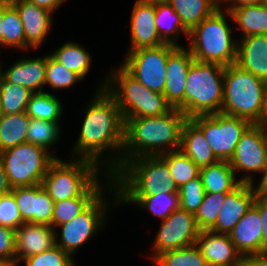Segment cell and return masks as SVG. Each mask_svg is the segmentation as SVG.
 <instances>
[{
	"label": "cell",
	"instance_id": "obj_9",
	"mask_svg": "<svg viewBox=\"0 0 267 266\" xmlns=\"http://www.w3.org/2000/svg\"><path fill=\"white\" fill-rule=\"evenodd\" d=\"M12 188L41 184L58 157L32 143H22L0 152Z\"/></svg>",
	"mask_w": 267,
	"mask_h": 266
},
{
	"label": "cell",
	"instance_id": "obj_20",
	"mask_svg": "<svg viewBox=\"0 0 267 266\" xmlns=\"http://www.w3.org/2000/svg\"><path fill=\"white\" fill-rule=\"evenodd\" d=\"M196 246L208 266H240L242 255L236 250L229 234L202 230Z\"/></svg>",
	"mask_w": 267,
	"mask_h": 266
},
{
	"label": "cell",
	"instance_id": "obj_41",
	"mask_svg": "<svg viewBox=\"0 0 267 266\" xmlns=\"http://www.w3.org/2000/svg\"><path fill=\"white\" fill-rule=\"evenodd\" d=\"M82 80L78 74L67 70L60 62L47 54L45 85L49 84L53 89H67Z\"/></svg>",
	"mask_w": 267,
	"mask_h": 266
},
{
	"label": "cell",
	"instance_id": "obj_28",
	"mask_svg": "<svg viewBox=\"0 0 267 266\" xmlns=\"http://www.w3.org/2000/svg\"><path fill=\"white\" fill-rule=\"evenodd\" d=\"M168 4L189 32L219 8V0H168Z\"/></svg>",
	"mask_w": 267,
	"mask_h": 266
},
{
	"label": "cell",
	"instance_id": "obj_24",
	"mask_svg": "<svg viewBox=\"0 0 267 266\" xmlns=\"http://www.w3.org/2000/svg\"><path fill=\"white\" fill-rule=\"evenodd\" d=\"M236 64L263 81L267 80V35L241 37Z\"/></svg>",
	"mask_w": 267,
	"mask_h": 266
},
{
	"label": "cell",
	"instance_id": "obj_5",
	"mask_svg": "<svg viewBox=\"0 0 267 266\" xmlns=\"http://www.w3.org/2000/svg\"><path fill=\"white\" fill-rule=\"evenodd\" d=\"M108 76L98 90L104 89L115 100L124 120L132 117H157L173 109L163 94L146 88L123 66L114 69Z\"/></svg>",
	"mask_w": 267,
	"mask_h": 266
},
{
	"label": "cell",
	"instance_id": "obj_10",
	"mask_svg": "<svg viewBox=\"0 0 267 266\" xmlns=\"http://www.w3.org/2000/svg\"><path fill=\"white\" fill-rule=\"evenodd\" d=\"M190 120L202 131L219 160L229 161L245 131L252 125L246 119L223 114L196 115Z\"/></svg>",
	"mask_w": 267,
	"mask_h": 266
},
{
	"label": "cell",
	"instance_id": "obj_23",
	"mask_svg": "<svg viewBox=\"0 0 267 266\" xmlns=\"http://www.w3.org/2000/svg\"><path fill=\"white\" fill-rule=\"evenodd\" d=\"M47 55L36 58H23L12 64L0 75L10 84L19 85L33 93L42 92L45 85Z\"/></svg>",
	"mask_w": 267,
	"mask_h": 266
},
{
	"label": "cell",
	"instance_id": "obj_18",
	"mask_svg": "<svg viewBox=\"0 0 267 266\" xmlns=\"http://www.w3.org/2000/svg\"><path fill=\"white\" fill-rule=\"evenodd\" d=\"M19 13L25 36V49H38L50 32L52 12L27 0H9Z\"/></svg>",
	"mask_w": 267,
	"mask_h": 266
},
{
	"label": "cell",
	"instance_id": "obj_6",
	"mask_svg": "<svg viewBox=\"0 0 267 266\" xmlns=\"http://www.w3.org/2000/svg\"><path fill=\"white\" fill-rule=\"evenodd\" d=\"M99 165L87 159L68 162L56 159L42 179L41 185L53 202L79 196H100Z\"/></svg>",
	"mask_w": 267,
	"mask_h": 266
},
{
	"label": "cell",
	"instance_id": "obj_34",
	"mask_svg": "<svg viewBox=\"0 0 267 266\" xmlns=\"http://www.w3.org/2000/svg\"><path fill=\"white\" fill-rule=\"evenodd\" d=\"M160 156L167 162L171 176L179 188L199 177L200 168L180 150L166 152Z\"/></svg>",
	"mask_w": 267,
	"mask_h": 266
},
{
	"label": "cell",
	"instance_id": "obj_44",
	"mask_svg": "<svg viewBox=\"0 0 267 266\" xmlns=\"http://www.w3.org/2000/svg\"><path fill=\"white\" fill-rule=\"evenodd\" d=\"M23 223L14 195L10 192L0 196V225L16 230Z\"/></svg>",
	"mask_w": 267,
	"mask_h": 266
},
{
	"label": "cell",
	"instance_id": "obj_13",
	"mask_svg": "<svg viewBox=\"0 0 267 266\" xmlns=\"http://www.w3.org/2000/svg\"><path fill=\"white\" fill-rule=\"evenodd\" d=\"M102 195L74 219L58 226L62 230L59 242L57 241L58 232H56V246L73 256L80 246L88 242L101 229L105 221L104 216L110 206L107 201H104Z\"/></svg>",
	"mask_w": 267,
	"mask_h": 266
},
{
	"label": "cell",
	"instance_id": "obj_48",
	"mask_svg": "<svg viewBox=\"0 0 267 266\" xmlns=\"http://www.w3.org/2000/svg\"><path fill=\"white\" fill-rule=\"evenodd\" d=\"M12 187L9 184L8 178L6 176L5 168L3 165L2 158L0 156V196L10 193Z\"/></svg>",
	"mask_w": 267,
	"mask_h": 266
},
{
	"label": "cell",
	"instance_id": "obj_11",
	"mask_svg": "<svg viewBox=\"0 0 267 266\" xmlns=\"http://www.w3.org/2000/svg\"><path fill=\"white\" fill-rule=\"evenodd\" d=\"M176 47L165 43L128 51L122 66L146 88L163 94L168 56Z\"/></svg>",
	"mask_w": 267,
	"mask_h": 266
},
{
	"label": "cell",
	"instance_id": "obj_27",
	"mask_svg": "<svg viewBox=\"0 0 267 266\" xmlns=\"http://www.w3.org/2000/svg\"><path fill=\"white\" fill-rule=\"evenodd\" d=\"M228 15L243 31L241 37L267 35V7L261 3L230 9Z\"/></svg>",
	"mask_w": 267,
	"mask_h": 266
},
{
	"label": "cell",
	"instance_id": "obj_14",
	"mask_svg": "<svg viewBox=\"0 0 267 266\" xmlns=\"http://www.w3.org/2000/svg\"><path fill=\"white\" fill-rule=\"evenodd\" d=\"M200 232L194 214L178 208L161 221L152 260L160 253L195 245Z\"/></svg>",
	"mask_w": 267,
	"mask_h": 266
},
{
	"label": "cell",
	"instance_id": "obj_21",
	"mask_svg": "<svg viewBox=\"0 0 267 266\" xmlns=\"http://www.w3.org/2000/svg\"><path fill=\"white\" fill-rule=\"evenodd\" d=\"M133 6L130 19L131 45L128 51L165 44L157 33L155 5L136 0Z\"/></svg>",
	"mask_w": 267,
	"mask_h": 266
},
{
	"label": "cell",
	"instance_id": "obj_8",
	"mask_svg": "<svg viewBox=\"0 0 267 266\" xmlns=\"http://www.w3.org/2000/svg\"><path fill=\"white\" fill-rule=\"evenodd\" d=\"M224 68L217 63L193 60L185 83V115L188 119L222 111Z\"/></svg>",
	"mask_w": 267,
	"mask_h": 266
},
{
	"label": "cell",
	"instance_id": "obj_43",
	"mask_svg": "<svg viewBox=\"0 0 267 266\" xmlns=\"http://www.w3.org/2000/svg\"><path fill=\"white\" fill-rule=\"evenodd\" d=\"M22 262L26 266H74L73 257L56 245L40 254L22 260Z\"/></svg>",
	"mask_w": 267,
	"mask_h": 266
},
{
	"label": "cell",
	"instance_id": "obj_19",
	"mask_svg": "<svg viewBox=\"0 0 267 266\" xmlns=\"http://www.w3.org/2000/svg\"><path fill=\"white\" fill-rule=\"evenodd\" d=\"M16 266L20 261L56 245V230L49 225L23 223L15 230Z\"/></svg>",
	"mask_w": 267,
	"mask_h": 266
},
{
	"label": "cell",
	"instance_id": "obj_3",
	"mask_svg": "<svg viewBox=\"0 0 267 266\" xmlns=\"http://www.w3.org/2000/svg\"><path fill=\"white\" fill-rule=\"evenodd\" d=\"M111 185L115 204L118 196H151L178 193L167 162L159 156H141L127 161L114 175Z\"/></svg>",
	"mask_w": 267,
	"mask_h": 266
},
{
	"label": "cell",
	"instance_id": "obj_57",
	"mask_svg": "<svg viewBox=\"0 0 267 266\" xmlns=\"http://www.w3.org/2000/svg\"><path fill=\"white\" fill-rule=\"evenodd\" d=\"M263 125H264V127L266 129V132H267V115H266V118H265V121H264Z\"/></svg>",
	"mask_w": 267,
	"mask_h": 266
},
{
	"label": "cell",
	"instance_id": "obj_29",
	"mask_svg": "<svg viewBox=\"0 0 267 266\" xmlns=\"http://www.w3.org/2000/svg\"><path fill=\"white\" fill-rule=\"evenodd\" d=\"M30 117L26 111L0 118V152L27 142Z\"/></svg>",
	"mask_w": 267,
	"mask_h": 266
},
{
	"label": "cell",
	"instance_id": "obj_58",
	"mask_svg": "<svg viewBox=\"0 0 267 266\" xmlns=\"http://www.w3.org/2000/svg\"><path fill=\"white\" fill-rule=\"evenodd\" d=\"M261 4L267 7V0H262Z\"/></svg>",
	"mask_w": 267,
	"mask_h": 266
},
{
	"label": "cell",
	"instance_id": "obj_38",
	"mask_svg": "<svg viewBox=\"0 0 267 266\" xmlns=\"http://www.w3.org/2000/svg\"><path fill=\"white\" fill-rule=\"evenodd\" d=\"M153 262L156 266H208L196 244L160 253Z\"/></svg>",
	"mask_w": 267,
	"mask_h": 266
},
{
	"label": "cell",
	"instance_id": "obj_42",
	"mask_svg": "<svg viewBox=\"0 0 267 266\" xmlns=\"http://www.w3.org/2000/svg\"><path fill=\"white\" fill-rule=\"evenodd\" d=\"M178 193L179 208L194 214L201 205L205 195L204 186L200 176L183 184L179 188Z\"/></svg>",
	"mask_w": 267,
	"mask_h": 266
},
{
	"label": "cell",
	"instance_id": "obj_36",
	"mask_svg": "<svg viewBox=\"0 0 267 266\" xmlns=\"http://www.w3.org/2000/svg\"><path fill=\"white\" fill-rule=\"evenodd\" d=\"M99 196H79L54 202L51 227H57L74 219L85 211Z\"/></svg>",
	"mask_w": 267,
	"mask_h": 266
},
{
	"label": "cell",
	"instance_id": "obj_52",
	"mask_svg": "<svg viewBox=\"0 0 267 266\" xmlns=\"http://www.w3.org/2000/svg\"><path fill=\"white\" fill-rule=\"evenodd\" d=\"M3 17H4V0H0V47L3 46Z\"/></svg>",
	"mask_w": 267,
	"mask_h": 266
},
{
	"label": "cell",
	"instance_id": "obj_47",
	"mask_svg": "<svg viewBox=\"0 0 267 266\" xmlns=\"http://www.w3.org/2000/svg\"><path fill=\"white\" fill-rule=\"evenodd\" d=\"M240 266H267V253L242 256Z\"/></svg>",
	"mask_w": 267,
	"mask_h": 266
},
{
	"label": "cell",
	"instance_id": "obj_12",
	"mask_svg": "<svg viewBox=\"0 0 267 266\" xmlns=\"http://www.w3.org/2000/svg\"><path fill=\"white\" fill-rule=\"evenodd\" d=\"M229 164L235 175L241 170L247 173L239 179L240 182L254 185L255 180L250 173L261 172L263 175L267 166V132L263 124H252L245 131L236 145Z\"/></svg>",
	"mask_w": 267,
	"mask_h": 266
},
{
	"label": "cell",
	"instance_id": "obj_49",
	"mask_svg": "<svg viewBox=\"0 0 267 266\" xmlns=\"http://www.w3.org/2000/svg\"><path fill=\"white\" fill-rule=\"evenodd\" d=\"M27 1L34 3L39 7L47 9L53 13L54 10L58 9L65 0H27Z\"/></svg>",
	"mask_w": 267,
	"mask_h": 266
},
{
	"label": "cell",
	"instance_id": "obj_7",
	"mask_svg": "<svg viewBox=\"0 0 267 266\" xmlns=\"http://www.w3.org/2000/svg\"><path fill=\"white\" fill-rule=\"evenodd\" d=\"M222 8L219 5L211 16L189 32V51L194 60L223 66L236 63L238 42L231 39L233 30L226 21L227 11L224 13Z\"/></svg>",
	"mask_w": 267,
	"mask_h": 266
},
{
	"label": "cell",
	"instance_id": "obj_39",
	"mask_svg": "<svg viewBox=\"0 0 267 266\" xmlns=\"http://www.w3.org/2000/svg\"><path fill=\"white\" fill-rule=\"evenodd\" d=\"M60 131L61 128L58 122L31 118L27 131V143H32L47 151L49 147H52L59 140Z\"/></svg>",
	"mask_w": 267,
	"mask_h": 266
},
{
	"label": "cell",
	"instance_id": "obj_35",
	"mask_svg": "<svg viewBox=\"0 0 267 266\" xmlns=\"http://www.w3.org/2000/svg\"><path fill=\"white\" fill-rule=\"evenodd\" d=\"M0 91L3 115L17 114L26 111L33 92L25 87L8 83L0 75Z\"/></svg>",
	"mask_w": 267,
	"mask_h": 266
},
{
	"label": "cell",
	"instance_id": "obj_2",
	"mask_svg": "<svg viewBox=\"0 0 267 266\" xmlns=\"http://www.w3.org/2000/svg\"><path fill=\"white\" fill-rule=\"evenodd\" d=\"M187 120L177 108L157 117L127 118L122 166L137 157L159 156L179 150L181 130Z\"/></svg>",
	"mask_w": 267,
	"mask_h": 266
},
{
	"label": "cell",
	"instance_id": "obj_51",
	"mask_svg": "<svg viewBox=\"0 0 267 266\" xmlns=\"http://www.w3.org/2000/svg\"><path fill=\"white\" fill-rule=\"evenodd\" d=\"M256 191L259 195L267 197V166L261 176V182H259V185L256 186Z\"/></svg>",
	"mask_w": 267,
	"mask_h": 266
},
{
	"label": "cell",
	"instance_id": "obj_33",
	"mask_svg": "<svg viewBox=\"0 0 267 266\" xmlns=\"http://www.w3.org/2000/svg\"><path fill=\"white\" fill-rule=\"evenodd\" d=\"M62 104L55 95L48 92H36L31 95L26 113L30 118L58 122L62 115Z\"/></svg>",
	"mask_w": 267,
	"mask_h": 266
},
{
	"label": "cell",
	"instance_id": "obj_53",
	"mask_svg": "<svg viewBox=\"0 0 267 266\" xmlns=\"http://www.w3.org/2000/svg\"><path fill=\"white\" fill-rule=\"evenodd\" d=\"M137 1L147 3V4H152V5L168 3V0H137Z\"/></svg>",
	"mask_w": 267,
	"mask_h": 266
},
{
	"label": "cell",
	"instance_id": "obj_54",
	"mask_svg": "<svg viewBox=\"0 0 267 266\" xmlns=\"http://www.w3.org/2000/svg\"><path fill=\"white\" fill-rule=\"evenodd\" d=\"M0 266H14L9 261L0 260Z\"/></svg>",
	"mask_w": 267,
	"mask_h": 266
},
{
	"label": "cell",
	"instance_id": "obj_37",
	"mask_svg": "<svg viewBox=\"0 0 267 266\" xmlns=\"http://www.w3.org/2000/svg\"><path fill=\"white\" fill-rule=\"evenodd\" d=\"M3 46L25 49L22 21L16 8L9 0H4Z\"/></svg>",
	"mask_w": 267,
	"mask_h": 266
},
{
	"label": "cell",
	"instance_id": "obj_56",
	"mask_svg": "<svg viewBox=\"0 0 267 266\" xmlns=\"http://www.w3.org/2000/svg\"><path fill=\"white\" fill-rule=\"evenodd\" d=\"M265 91H266V109H267V80L265 81Z\"/></svg>",
	"mask_w": 267,
	"mask_h": 266
},
{
	"label": "cell",
	"instance_id": "obj_16",
	"mask_svg": "<svg viewBox=\"0 0 267 266\" xmlns=\"http://www.w3.org/2000/svg\"><path fill=\"white\" fill-rule=\"evenodd\" d=\"M194 58L189 49L177 46L168 56L163 95L172 108L185 114V83Z\"/></svg>",
	"mask_w": 267,
	"mask_h": 266
},
{
	"label": "cell",
	"instance_id": "obj_40",
	"mask_svg": "<svg viewBox=\"0 0 267 266\" xmlns=\"http://www.w3.org/2000/svg\"><path fill=\"white\" fill-rule=\"evenodd\" d=\"M225 195L226 193H205L201 205L194 213L201 231L210 230L215 225Z\"/></svg>",
	"mask_w": 267,
	"mask_h": 266
},
{
	"label": "cell",
	"instance_id": "obj_15",
	"mask_svg": "<svg viewBox=\"0 0 267 266\" xmlns=\"http://www.w3.org/2000/svg\"><path fill=\"white\" fill-rule=\"evenodd\" d=\"M257 195L255 186L244 182L226 193L216 223L210 231L230 234L238 221L253 206Z\"/></svg>",
	"mask_w": 267,
	"mask_h": 266
},
{
	"label": "cell",
	"instance_id": "obj_1",
	"mask_svg": "<svg viewBox=\"0 0 267 266\" xmlns=\"http://www.w3.org/2000/svg\"><path fill=\"white\" fill-rule=\"evenodd\" d=\"M87 106L72 157L77 155L76 158L93 161L99 166L101 161L107 162L103 174L107 175V180L112 183L113 175L122 167L125 120L115 100L104 89L98 90L91 104ZM108 149L112 150L111 153L115 152L114 155L117 156L108 155L110 158L105 162L101 154Z\"/></svg>",
	"mask_w": 267,
	"mask_h": 266
},
{
	"label": "cell",
	"instance_id": "obj_46",
	"mask_svg": "<svg viewBox=\"0 0 267 266\" xmlns=\"http://www.w3.org/2000/svg\"><path fill=\"white\" fill-rule=\"evenodd\" d=\"M253 205L259 210L263 222L262 253H267V197L258 194Z\"/></svg>",
	"mask_w": 267,
	"mask_h": 266
},
{
	"label": "cell",
	"instance_id": "obj_30",
	"mask_svg": "<svg viewBox=\"0 0 267 266\" xmlns=\"http://www.w3.org/2000/svg\"><path fill=\"white\" fill-rule=\"evenodd\" d=\"M118 202L134 203L147 208L154 216L164 221L179 208V193L161 192L151 196H118Z\"/></svg>",
	"mask_w": 267,
	"mask_h": 266
},
{
	"label": "cell",
	"instance_id": "obj_55",
	"mask_svg": "<svg viewBox=\"0 0 267 266\" xmlns=\"http://www.w3.org/2000/svg\"><path fill=\"white\" fill-rule=\"evenodd\" d=\"M3 112H2V100H1V91H0V118L2 117Z\"/></svg>",
	"mask_w": 267,
	"mask_h": 266
},
{
	"label": "cell",
	"instance_id": "obj_22",
	"mask_svg": "<svg viewBox=\"0 0 267 266\" xmlns=\"http://www.w3.org/2000/svg\"><path fill=\"white\" fill-rule=\"evenodd\" d=\"M263 222L253 205L230 232L231 241L242 255L262 253Z\"/></svg>",
	"mask_w": 267,
	"mask_h": 266
},
{
	"label": "cell",
	"instance_id": "obj_45",
	"mask_svg": "<svg viewBox=\"0 0 267 266\" xmlns=\"http://www.w3.org/2000/svg\"><path fill=\"white\" fill-rule=\"evenodd\" d=\"M15 230L0 225V260L9 261L16 266Z\"/></svg>",
	"mask_w": 267,
	"mask_h": 266
},
{
	"label": "cell",
	"instance_id": "obj_31",
	"mask_svg": "<svg viewBox=\"0 0 267 266\" xmlns=\"http://www.w3.org/2000/svg\"><path fill=\"white\" fill-rule=\"evenodd\" d=\"M155 11L157 33L164 43L180 46L176 39L182 32L188 39L189 31L184 27L180 16L168 3L155 5Z\"/></svg>",
	"mask_w": 267,
	"mask_h": 266
},
{
	"label": "cell",
	"instance_id": "obj_17",
	"mask_svg": "<svg viewBox=\"0 0 267 266\" xmlns=\"http://www.w3.org/2000/svg\"><path fill=\"white\" fill-rule=\"evenodd\" d=\"M11 193L14 195L20 215L25 223L51 226L54 202L41 184L15 187L12 188Z\"/></svg>",
	"mask_w": 267,
	"mask_h": 266
},
{
	"label": "cell",
	"instance_id": "obj_50",
	"mask_svg": "<svg viewBox=\"0 0 267 266\" xmlns=\"http://www.w3.org/2000/svg\"><path fill=\"white\" fill-rule=\"evenodd\" d=\"M229 2L230 4L232 3L231 6L229 7H225L226 11H229L230 9H234L243 5H251V4H259L262 2V0H219V5L220 3H224V2ZM234 3V4H233Z\"/></svg>",
	"mask_w": 267,
	"mask_h": 266
},
{
	"label": "cell",
	"instance_id": "obj_32",
	"mask_svg": "<svg viewBox=\"0 0 267 266\" xmlns=\"http://www.w3.org/2000/svg\"><path fill=\"white\" fill-rule=\"evenodd\" d=\"M67 70L78 74L82 79L87 76L91 66V56L80 44L67 42L50 54Z\"/></svg>",
	"mask_w": 267,
	"mask_h": 266
},
{
	"label": "cell",
	"instance_id": "obj_4",
	"mask_svg": "<svg viewBox=\"0 0 267 266\" xmlns=\"http://www.w3.org/2000/svg\"><path fill=\"white\" fill-rule=\"evenodd\" d=\"M221 113L263 124L267 115L265 81L236 63L225 66Z\"/></svg>",
	"mask_w": 267,
	"mask_h": 266
},
{
	"label": "cell",
	"instance_id": "obj_25",
	"mask_svg": "<svg viewBox=\"0 0 267 266\" xmlns=\"http://www.w3.org/2000/svg\"><path fill=\"white\" fill-rule=\"evenodd\" d=\"M179 150L199 168L219 161L202 131L190 119L183 124Z\"/></svg>",
	"mask_w": 267,
	"mask_h": 266
},
{
	"label": "cell",
	"instance_id": "obj_26",
	"mask_svg": "<svg viewBox=\"0 0 267 266\" xmlns=\"http://www.w3.org/2000/svg\"><path fill=\"white\" fill-rule=\"evenodd\" d=\"M199 176L205 193H229L241 183L227 160L200 168Z\"/></svg>",
	"mask_w": 267,
	"mask_h": 266
}]
</instances>
